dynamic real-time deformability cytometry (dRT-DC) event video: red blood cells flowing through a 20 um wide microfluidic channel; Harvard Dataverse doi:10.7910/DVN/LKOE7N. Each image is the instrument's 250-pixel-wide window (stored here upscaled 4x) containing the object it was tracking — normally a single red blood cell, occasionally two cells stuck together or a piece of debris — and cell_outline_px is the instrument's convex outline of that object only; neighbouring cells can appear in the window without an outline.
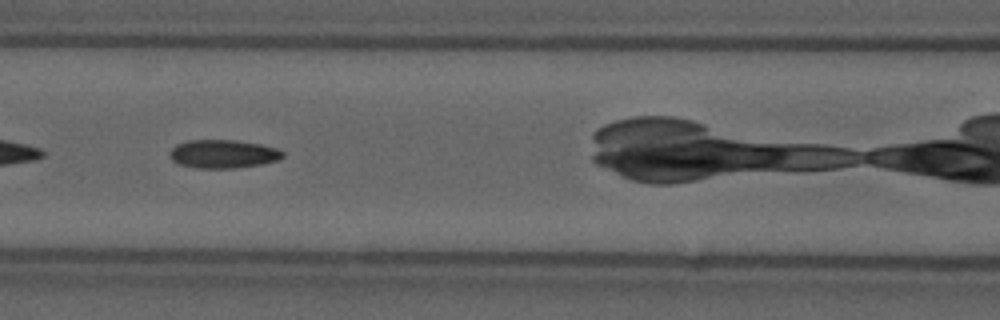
{"species": "common noctule bat (a hibernating species)", "species_latin": "Nyctalus noctula", "temperature_condition": "cold", "stored_images_in_passage": 22, "camera_frame_rate_fps": 3000, "um_per_image_px": 0.085, "animal": {"sex": "male", "forearm_length_mm": 52.5}, "frame": {"image": 1, "passage_image": 9, "time_ms": 2.667, "image_size_px": [1000, 320], "cell_outline_px": [[284, 156], [276, 160], [260, 164], [236, 168], [196, 168], [180, 164], [172, 160], [168, 156], [172, 148], [176, 144], [188, 140], [236, 140], [260, 144], [276, 148], [284, 152]], "centroid_in_image_um": [18.93, 13.08], "position_along_channel_um": 147.7, "area_um2": 18.67}}